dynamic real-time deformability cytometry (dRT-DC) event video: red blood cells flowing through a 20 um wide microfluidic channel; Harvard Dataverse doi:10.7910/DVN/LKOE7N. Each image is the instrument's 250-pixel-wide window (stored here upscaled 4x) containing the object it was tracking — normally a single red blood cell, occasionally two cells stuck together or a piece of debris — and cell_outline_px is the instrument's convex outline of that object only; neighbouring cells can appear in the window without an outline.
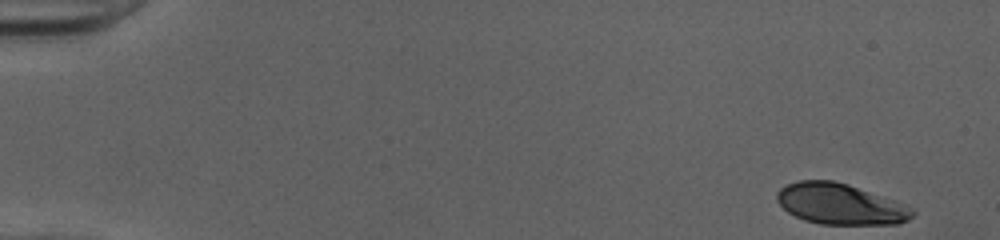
{"species": "human", "species_latin": "Homo sapiens", "temperature_condition": "cold", "stored_images_in_passage": 44, "camera_frame_rate_fps": 3000, "um_per_image_px": 0.085, "donor": {"sex": "female"}, "frame": {"image": 1, "passage_image": 1, "time_ms": 0.0, "image_size_px": [1000, 240], "cell_outline_px": [[916, 212], [908, 220], [900, 224], [820, 224], [804, 220], [788, 212], [776, 200], [776, 192], [780, 188], [788, 184], [800, 180], [832, 180], [848, 184], [896, 200], [916, 208]], "centroid_in_image_um": [71.47, 17.34], "position_along_channel_um": 13.5, "area_um2": 32.54}}
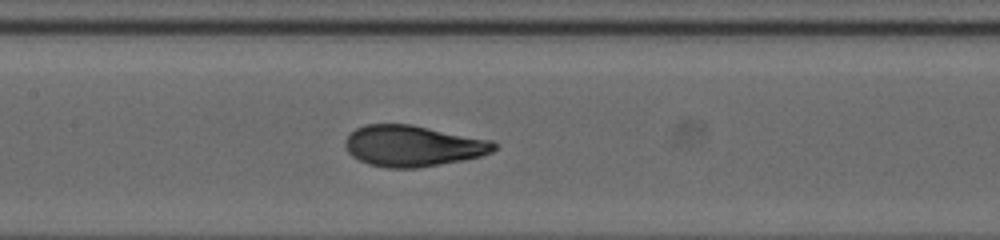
{"frame": {"image": 2, "passage_image": 24, "time_ms": 7.667, "image_size_px": [1000, 240], "cell_outline_px": [[496, 148], [492, 152], [480, 156], [460, 160], [416, 168], [384, 168], [368, 164], [352, 156], [348, 152], [344, 144], [344, 140], [356, 128], [364, 124], [412, 124], [492, 140], [496, 144]], "centroid_in_image_um": [35.07, 12.39], "position_along_channel_um": 172.3, "area_um2": 35.6}}
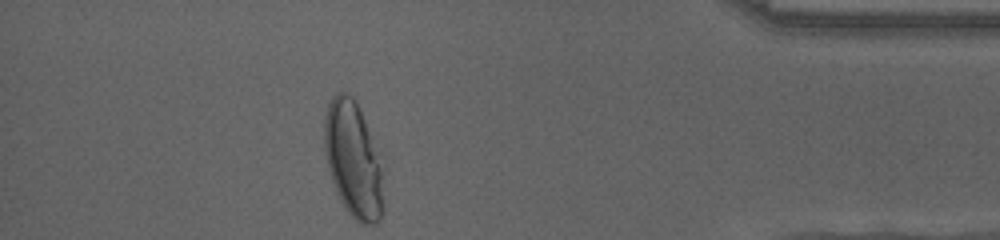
{"frame": {"image": 3, "passage_image": 44, "time_ms": 14.333, "image_size_px": [1000, 240], "cell_outline_px": [[384, 208], [380, 220], [376, 224], [364, 224], [356, 220], [344, 208], [332, 180], [328, 168], [324, 148], [324, 116], [328, 104], [332, 96], [336, 92], [348, 92], [356, 100], [360, 108], [380, 152]], "centroid_in_image_um": [30.04, 13.53], "position_along_channel_um": 405.2, "area_um2": 40.52}, "authors_computed_cell_mechanics": {"area_um2": 35.5759, "velocity_mm_per_s": 4.0365, "shape_relaxation_time_tau1_ms": 4.5024, "shape_relaxation_time_tau2_ms": null, "deformation_change_tau1": 0.2171, "deformation_change_tau2": null}}